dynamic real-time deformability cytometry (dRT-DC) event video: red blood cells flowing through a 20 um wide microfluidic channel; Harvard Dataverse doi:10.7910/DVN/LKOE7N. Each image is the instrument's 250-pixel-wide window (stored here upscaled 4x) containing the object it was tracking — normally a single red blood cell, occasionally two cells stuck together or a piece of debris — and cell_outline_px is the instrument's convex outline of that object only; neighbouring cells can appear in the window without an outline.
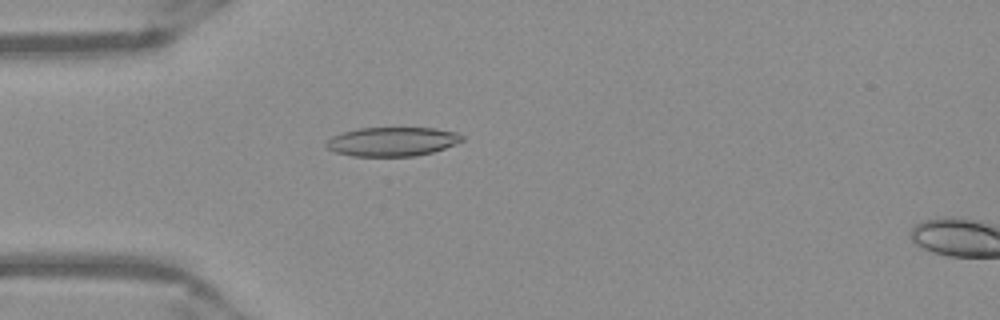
{"species": "Egyptian fruit bat (a non-hibernating species)", "species_latin": "Rousettus aegyptiacus", "temperature_condition": "warm", "stored_images_in_passage": 52, "camera_frame_rate_fps": 3000, "um_per_image_px": 0.085, "frame": {"image": 1, "passage_image": 15, "time_ms": 4.667, "image_size_px": [1000, 320], "cell_outline_px": [[464, 140], [444, 148], [432, 152], [416, 156], [352, 156], [336, 152], [328, 148], [324, 144], [332, 136], [344, 132], [360, 128], [432, 128], [456, 132], [464, 136]], "centroid_in_image_um": [33.34, 12.04], "position_along_channel_um": 51.7, "area_um2": 22.83}}
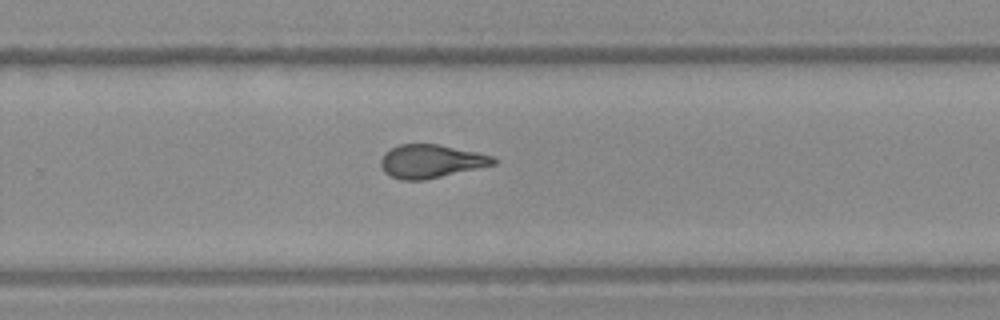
{"frame": {"image": 2, "passage_image": 34, "time_ms": 11.0, "image_size_px": [1000, 320], "cell_outline_px": [[496, 164], [424, 180], [400, 180], [388, 176], [384, 172], [380, 164], [380, 160], [384, 152], [400, 144], [436, 144], [476, 152], [492, 156], [496, 160]], "centroid_in_image_um": [36.57, 13.72], "position_along_channel_um": 293.2, "area_um2": 21.79}}
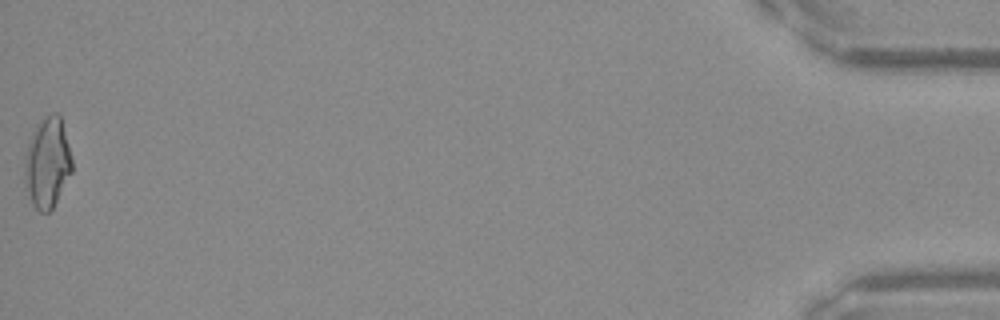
{"frame": {"image": 3, "passage_image": 52, "time_ms": 17.0, "image_size_px": [1000, 320], "cell_outline_px": [[72, 172], [52, 208], [48, 212], [40, 212], [32, 204], [24, 184], [24, 156], [32, 132], [36, 124], [44, 116], [52, 112], [60, 112], [72, 160]], "centroid_in_image_um": [4.01, 13.79], "position_along_channel_um": 431.2, "area_um2": 25.2}, "authors_computed_cell_mechanics": {"area_um2": 22.2819, "velocity_mm_per_s": 3.9505, "shape_relaxation_time_tau1_ms": null, "shape_relaxation_time_tau2_ms": 1.4537, "deformation_change_tau1": null, "deformation_change_tau2": 0.0952}}